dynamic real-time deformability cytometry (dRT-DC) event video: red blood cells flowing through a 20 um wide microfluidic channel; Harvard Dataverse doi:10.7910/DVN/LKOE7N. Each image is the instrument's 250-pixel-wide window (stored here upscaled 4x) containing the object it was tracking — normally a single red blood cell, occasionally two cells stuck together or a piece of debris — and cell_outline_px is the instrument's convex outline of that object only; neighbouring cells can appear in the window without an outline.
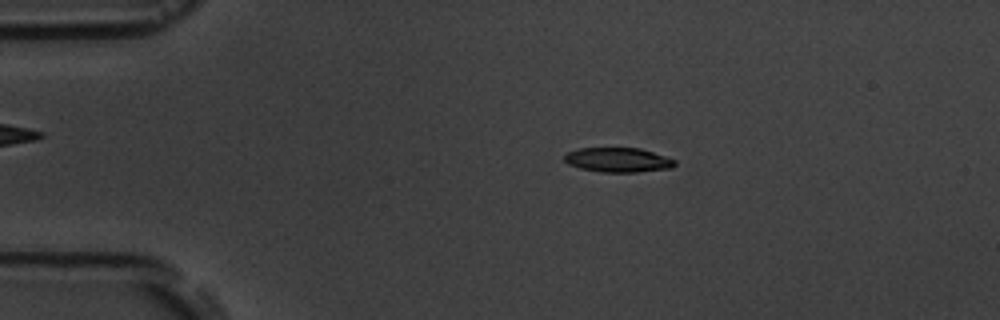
{"species": "common noctule bat (a hibernating species)", "species_latin": "Nyctalus noctula", "temperature_condition": "room temperature", "stored_images_in_passage": 8, "camera_frame_rate_fps": 3000, "um_per_image_px": 0.085, "animal": {"sex": "male", "body_mass_g": 19.5, "forearm_length_mm": 54.6}, "frame": {"image": 1, "passage_image": 3, "time_ms": 2.333, "image_size_px": [1000, 320], "cell_outline_px": [[676, 164], [672, 168], [636, 172], [600, 172], [580, 168], [568, 164], [564, 160], [564, 156], [568, 152], [580, 148], [640, 148], [676, 160]], "centroid_in_image_um": [52.53, 13.6], "position_along_channel_um": 32.5, "area_um2": 15.72}}
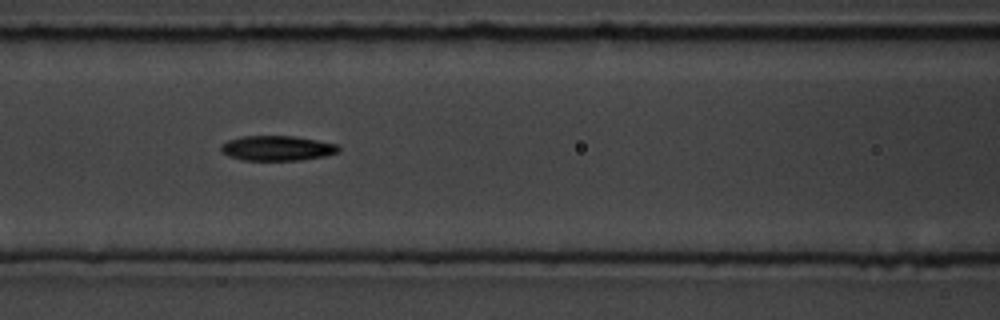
{"frame": {"image": 2, "passage_image": 7, "time_ms": 6.667, "image_size_px": [1000, 320], "cell_outline_px": [[340, 148], [336, 152], [324, 156], [300, 160], [240, 160], [228, 156], [220, 152], [220, 144], [228, 140], [240, 136], [292, 136], [316, 140], [336, 144]], "centroid_in_image_um": [23.47, 12.6], "position_along_channel_um": 143.1, "area_um2": 17.11}}
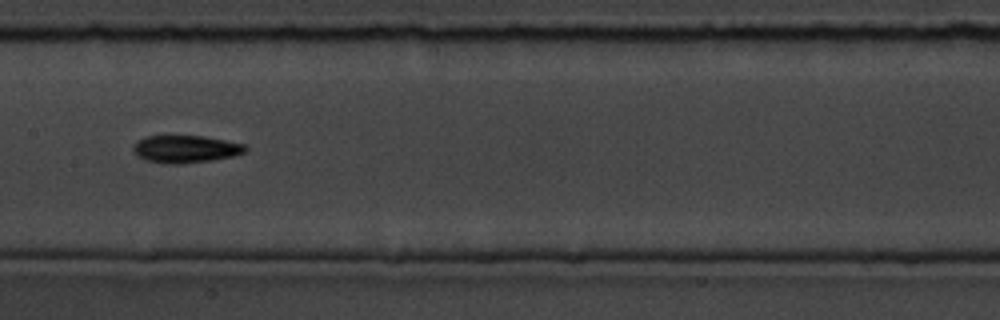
{"frame": {"image": 3, "passage_image": 8, "time_ms": 8.0, "image_size_px": [1000, 320], "cell_outline_px": [[248, 148], [244, 152], [232, 156], [212, 160], [180, 164], [164, 164], [144, 160], [132, 148], [132, 144], [144, 136], [204, 136], [244, 144]], "centroid_in_image_um": [15.74, 12.67], "position_along_channel_um": 191.7, "area_um2": 17.92}}